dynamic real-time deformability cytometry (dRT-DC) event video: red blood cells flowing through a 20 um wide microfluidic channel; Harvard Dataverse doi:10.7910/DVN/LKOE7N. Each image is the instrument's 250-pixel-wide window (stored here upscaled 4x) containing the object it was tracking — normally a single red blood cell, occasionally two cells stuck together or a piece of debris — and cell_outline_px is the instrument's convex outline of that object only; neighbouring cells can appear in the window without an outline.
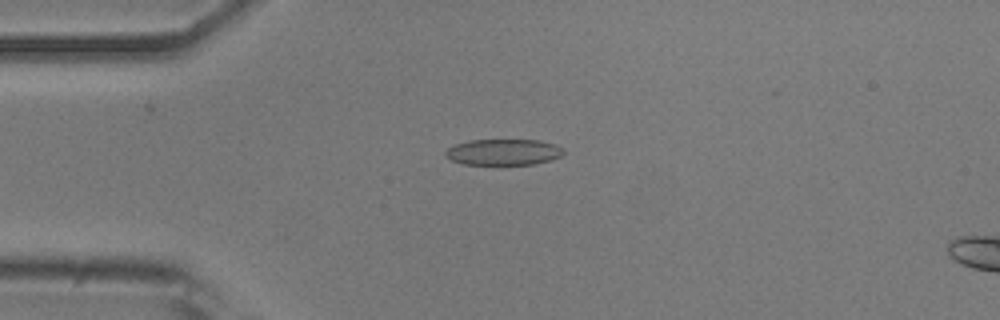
{"species": "common noctule bat (a hibernating species)", "species_latin": "Nyctalus noctula", "temperature_condition": "room temperature", "stored_images_in_passage": 52, "camera_frame_rate_fps": 3000, "um_per_image_px": 0.085, "animal": {"sex": "male", "body_mass_g": 20.5, "forearm_length_mm": 52.5}, "frame": {"image": 1, "passage_image": 13, "time_ms": 4.0, "image_size_px": [1000, 320], "cell_outline_px": [[564, 152], [560, 156], [548, 160], [532, 164], [464, 164], [452, 160], [444, 156], [444, 152], [448, 148], [456, 144], [472, 140], [536, 140], [556, 144]], "centroid_in_image_um": [42.75, 12.92], "position_along_channel_um": 42.2, "area_um2": 17.63}}
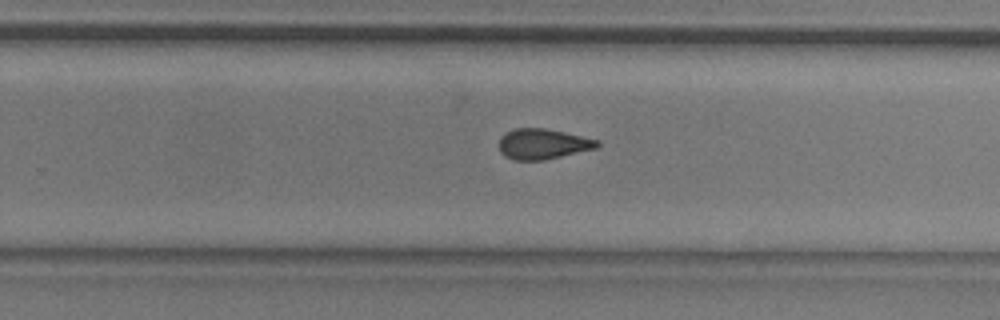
{"frame": {"image": 2, "passage_image": 33, "time_ms": 10.667, "image_size_px": [1000, 320], "cell_outline_px": [[600, 144], [596, 148], [544, 160], [512, 160], [504, 156], [500, 152], [500, 136], [516, 128], [544, 128], [564, 132], [600, 140]], "centroid_in_image_um": [46.14, 12.24], "position_along_channel_um": 283.7, "area_um2": 17.34}}
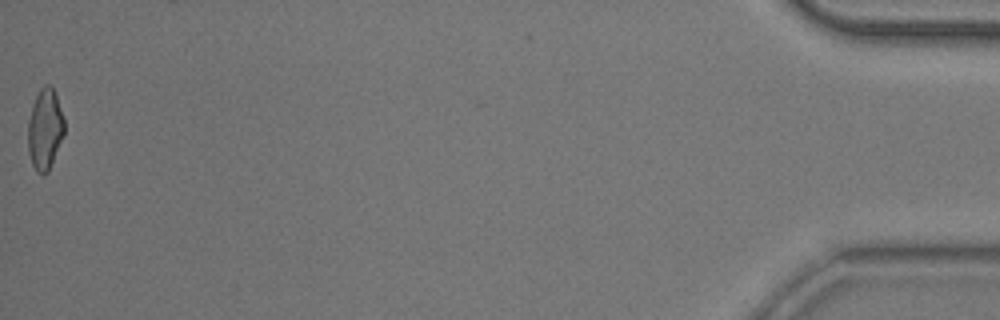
{"frame": {"image": 3, "passage_image": 52, "time_ms": 17.0, "image_size_px": [1000, 320], "cell_outline_px": [[64, 136], [48, 172], [44, 176], [36, 172], [32, 164], [28, 148], [28, 120], [36, 96], [40, 88], [44, 84], [48, 84], [52, 88], [56, 96], [64, 120]], "centroid_in_image_um": [3.82, 11.03], "position_along_channel_um": 431.4, "area_um2": 17.05}, "authors_computed_cell_mechanics": {"area_um2": 17.8024, "velocity_mm_per_s": 3.9101, "shape_relaxation_time_tau1_ms": 9.8953, "shape_relaxation_time_tau2_ms": 1.8688, "deformation_change_tau1": 0.1996, "deformation_change_tau2": 0.0878}}